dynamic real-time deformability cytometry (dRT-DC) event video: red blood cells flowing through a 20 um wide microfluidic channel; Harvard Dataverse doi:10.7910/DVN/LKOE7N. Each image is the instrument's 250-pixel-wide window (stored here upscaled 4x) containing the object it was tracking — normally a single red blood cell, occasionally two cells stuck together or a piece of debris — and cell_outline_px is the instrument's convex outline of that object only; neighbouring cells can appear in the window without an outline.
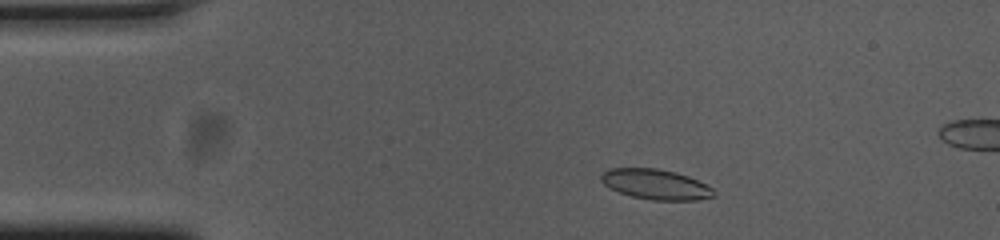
{"species": "common noctule bat (a hibernating species)", "species_latin": "Nyctalus noctula", "temperature_condition": "cold", "stored_images_in_passage": 51, "camera_frame_rate_fps": 3000, "um_per_image_px": 0.085, "animal": {"sex": "female", "body_mass_g": 23.0, "forearm_length_mm": 53.4}, "frame": {"image": 1, "passage_image": 5, "time_ms": 1.333, "image_size_px": [1000, 240], "cell_outline_px": [[716, 196], [696, 200], [652, 200], [632, 196], [620, 192], [604, 184], [600, 180], [600, 176], [608, 168], [656, 168], [676, 172], [688, 176], [712, 188], [716, 192]], "centroid_in_image_um": [55.74, 15.66], "position_along_channel_um": 29.3, "area_um2": 19.71}}
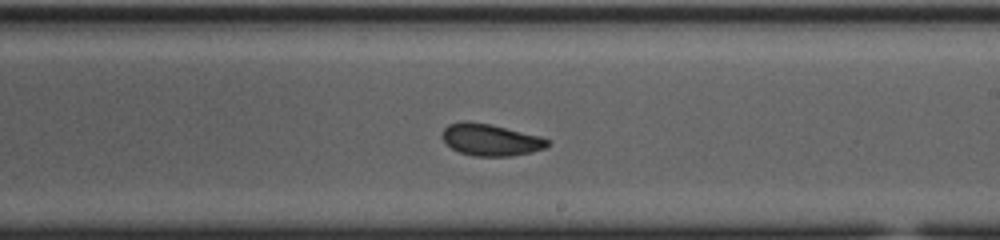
{"frame": {"image": 2, "passage_image": 27, "time_ms": 8.667, "image_size_px": [1000, 240], "cell_outline_px": [[552, 144], [544, 148], [532, 152], [512, 156], [472, 156], [460, 152], [452, 148], [444, 140], [444, 128], [448, 124], [464, 120], [488, 124], [540, 136], [548, 140]], "centroid_in_image_um": [41.72, 11.89], "position_along_channel_um": 247.3, "area_um2": 19.31}}
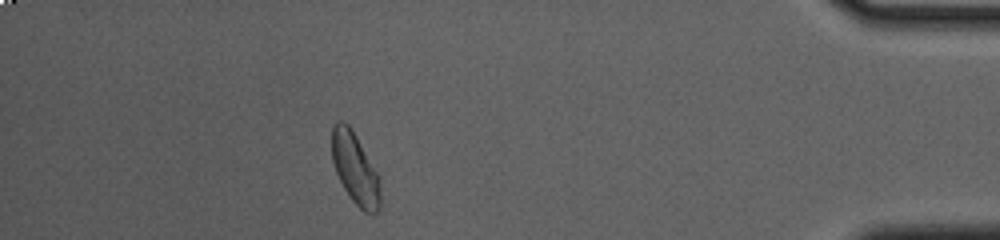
{"frame": {"image": 3, "passage_image": 44, "time_ms": 14.333, "image_size_px": [1000, 240], "cell_outline_px": [[380, 204], [376, 212], [372, 216], [364, 212], [352, 200], [344, 188], [336, 172], [332, 160], [332, 128], [336, 120], [344, 120], [348, 124], [356, 136], [376, 172], [380, 180]], "centroid_in_image_um": [30.17, 14.33], "position_along_channel_um": 405.0, "area_um2": 19.94}, "authors_computed_cell_mechanics": {"area_um2": 19.8832, "velocity_mm_per_s": 3.6901, "shape_relaxation_time_tau1_ms": 4.6362, "shape_relaxation_time_tau2_ms": 1.9987, "deformation_change_tau1": 0.1066, "deformation_change_tau2": 0.0706}}